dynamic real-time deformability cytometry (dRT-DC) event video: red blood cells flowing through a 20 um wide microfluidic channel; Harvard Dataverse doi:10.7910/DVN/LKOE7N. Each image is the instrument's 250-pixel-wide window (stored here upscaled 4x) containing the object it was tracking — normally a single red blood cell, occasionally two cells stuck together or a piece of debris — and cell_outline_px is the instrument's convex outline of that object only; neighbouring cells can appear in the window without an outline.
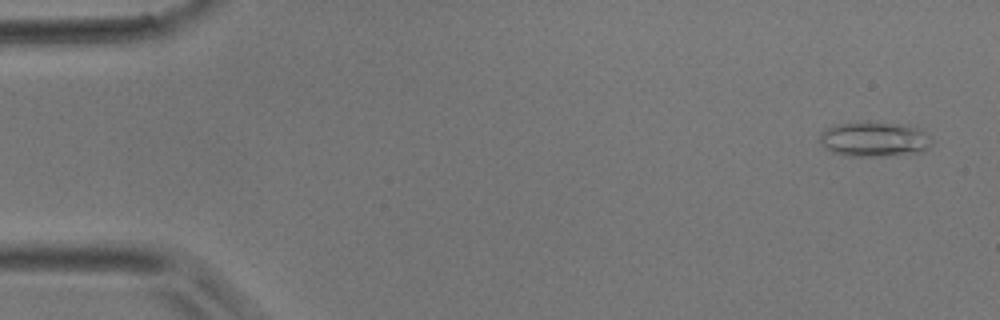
{"species": "common noctule bat (a hibernating species)", "species_latin": "Nyctalus noctula", "temperature_condition": "room temperature", "stored_images_in_passage": 4, "camera_frame_rate_fps": 3000, "um_per_image_px": 0.085, "animal": {"sex": "male", "body_mass_g": 17.9}, "frame": {"image": 1, "passage_image": 1, "time_ms": 0.0, "image_size_px": [1000, 320], "cell_outline_px": [[932, 144], [924, 152], [888, 156], [848, 156], [832, 152], [824, 148], [820, 144], [820, 132], [836, 124], [900, 124], [916, 128], [924, 132], [928, 136]], "centroid_in_image_um": [74.3, 11.89], "position_along_channel_um": 10.7, "area_um2": 22.25}}